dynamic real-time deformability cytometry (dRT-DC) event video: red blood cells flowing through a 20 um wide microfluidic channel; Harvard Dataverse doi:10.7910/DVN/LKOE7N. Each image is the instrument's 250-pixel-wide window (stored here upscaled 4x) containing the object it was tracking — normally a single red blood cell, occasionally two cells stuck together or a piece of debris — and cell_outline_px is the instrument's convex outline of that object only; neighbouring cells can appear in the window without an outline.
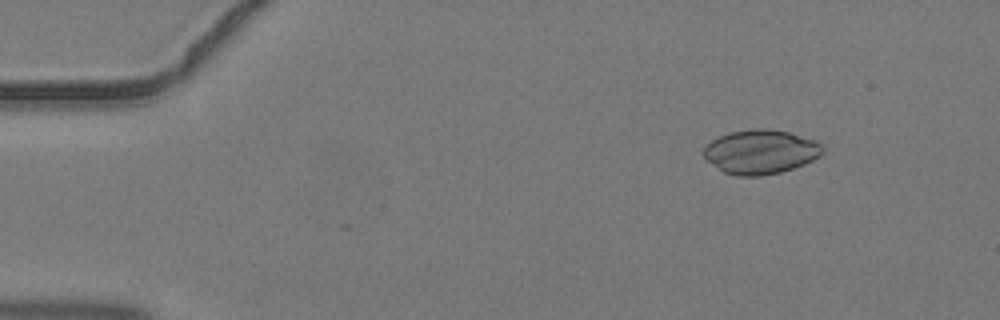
{"species": "common noctule bat (a hibernating species)", "species_latin": "Nyctalus noctula", "temperature_condition": "warm", "stored_images_in_passage": 4, "segment_of_instrument_passage": [1, 2], "camera_frame_rate_fps": 3000, "um_per_image_px": 0.085, "animal": {"sex": "male", "body_mass_g": 19.2, "forearm_length_mm": 51.8}, "frame": {"image": 1, "passage_image": 2, "time_ms": 0.333, "image_size_px": [1000, 320], "cell_outline_px": [[824, 152], [820, 156], [804, 164], [780, 172], [760, 176], [736, 176], [724, 172], [708, 160], [704, 156], [704, 148], [712, 140], [728, 132], [752, 128], [768, 128], [788, 132], [816, 140], [824, 144]], "centroid_in_image_um": [64.69, 12.89], "position_along_channel_um": 20.3, "area_um2": 30.69}}